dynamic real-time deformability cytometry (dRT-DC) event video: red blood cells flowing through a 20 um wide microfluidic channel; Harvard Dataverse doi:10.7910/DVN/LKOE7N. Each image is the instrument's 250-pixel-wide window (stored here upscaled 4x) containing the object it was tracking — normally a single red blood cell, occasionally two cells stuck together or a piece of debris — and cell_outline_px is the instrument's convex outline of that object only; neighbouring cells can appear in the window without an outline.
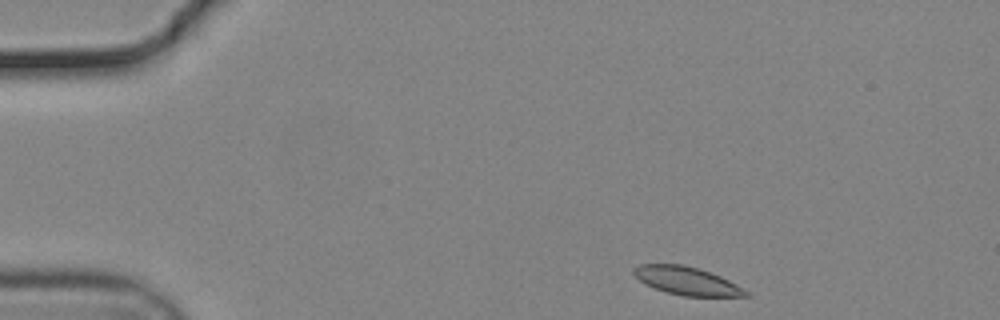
{"species": "common noctule bat (a hibernating species)", "species_latin": "Nyctalus noctula", "temperature_condition": "cold", "stored_images_in_passage": 48, "camera_frame_rate_fps": 3000, "um_per_image_px": 0.085, "animal": {"sex": "male", "body_mass_g": 19.2, "forearm_length_mm": 51.8}, "frame": {"image": 1, "passage_image": 1, "time_ms": 0.0, "image_size_px": [1000, 320], "cell_outline_px": [[752, 296], [684, 296], [668, 292], [656, 288], [640, 280], [632, 272], [632, 268], [640, 264], [684, 264], [720, 276], [744, 288]], "centroid_in_image_um": [58.39, 23.87], "position_along_channel_um": 26.6, "area_um2": 18.03}}
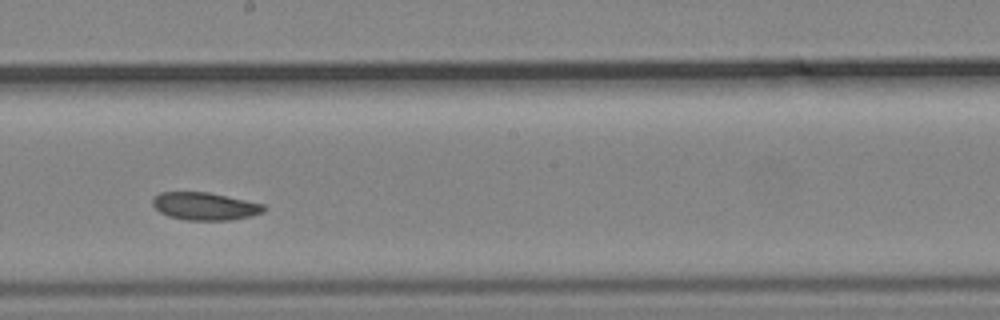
{"frame": {"image": 2, "passage_image": 24, "time_ms": 7.667, "image_size_px": [1000, 320], "cell_outline_px": [[264, 212], [248, 216], [228, 220], [188, 220], [168, 216], [160, 212], [152, 204], [152, 200], [160, 192], [208, 192], [264, 204]], "centroid_in_image_um": [17.39, 17.52], "position_along_channel_um": 230.8, "area_um2": 17.69}}
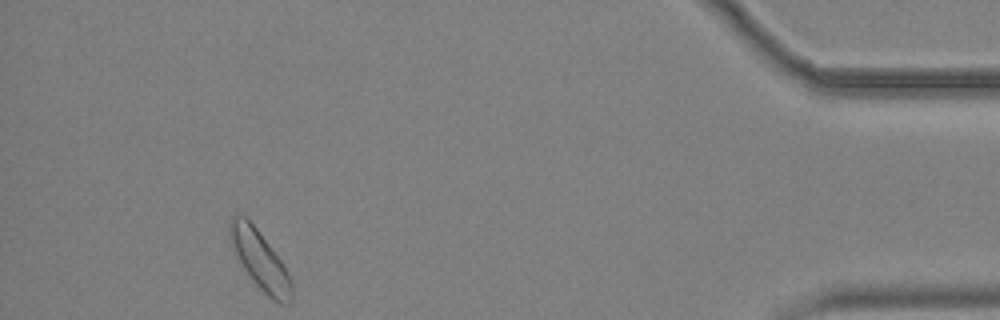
{"frame": {"image": 3, "passage_image": 44, "time_ms": 14.333, "image_size_px": [1000, 320], "cell_outline_px": [[292, 300], [288, 304], [280, 304], [272, 300], [256, 284], [244, 268], [232, 248], [228, 236], [228, 220], [232, 216], [244, 216], [256, 228], [280, 260], [288, 272], [292, 280]], "centroid_in_image_um": [22.09, 22.12], "position_along_channel_um": 413.1, "area_um2": 20.87}, "authors_computed_cell_mechanics": {"area_um2": 18.7272, "velocity_mm_per_s": 3.648, "shape_relaxation_time_tau1_ms": 4.9905, "shape_relaxation_time_tau2_ms": 5.8017, "deformation_change_tau1": 0.0877, "deformation_change_tau2": 0.0852}}